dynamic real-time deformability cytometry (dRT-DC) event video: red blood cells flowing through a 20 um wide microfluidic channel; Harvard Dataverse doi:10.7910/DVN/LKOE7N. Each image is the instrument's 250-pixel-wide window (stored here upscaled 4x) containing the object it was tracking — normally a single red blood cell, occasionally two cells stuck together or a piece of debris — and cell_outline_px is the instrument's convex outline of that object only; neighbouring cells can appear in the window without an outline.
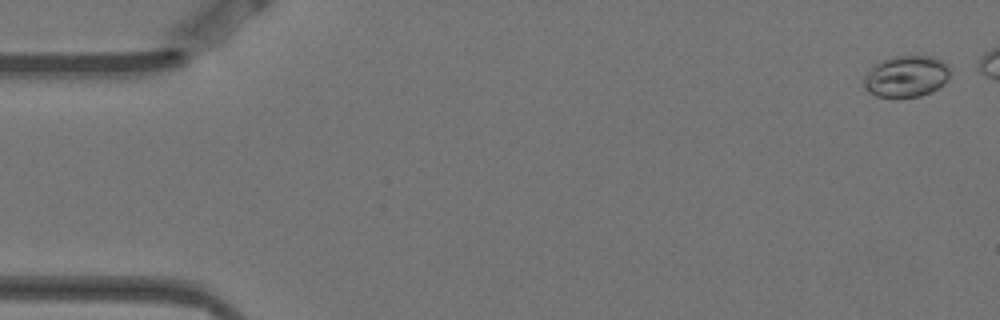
{"species": "Egyptian fruit bat (a non-hibernating species)", "species_latin": "Rousettus aegyptiacus", "temperature_condition": "warm", "stored_images_in_passage": 5, "camera_frame_rate_fps": 3000, "um_per_image_px": 0.085, "animal": {"sex": "female"}, "frame": {"image": 1, "passage_image": 1, "time_ms": 0.0, "image_size_px": [1000, 320], "cell_outline_px": [[952, 72], [948, 80], [944, 84], [932, 92], [920, 96], [896, 100], [876, 96], [864, 84], [864, 76], [872, 64], [880, 60], [896, 56], [932, 56], [948, 64]], "centroid_in_image_um": [77.05, 6.51], "position_along_channel_um": 7.9, "area_um2": 21.5}}